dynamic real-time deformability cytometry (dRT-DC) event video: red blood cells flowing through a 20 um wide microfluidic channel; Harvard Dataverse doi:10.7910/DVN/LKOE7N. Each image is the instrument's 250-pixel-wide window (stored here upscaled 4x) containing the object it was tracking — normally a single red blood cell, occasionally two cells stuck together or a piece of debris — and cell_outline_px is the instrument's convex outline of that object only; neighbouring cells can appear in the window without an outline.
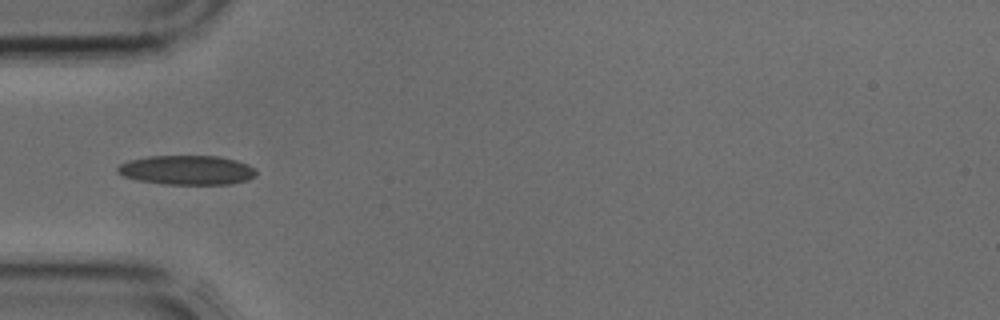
{"species": "common noctule bat (a hibernating species)", "species_latin": "Nyctalus noctula", "temperature_condition": "cold", "stored_images_in_passage": 40, "camera_frame_rate_fps": 3000, "um_per_image_px": 0.085, "animal": {"sex": "male", "body_mass_g": 17.9, "forearm_length_mm": 54.2}, "frame": {"image": 1, "passage_image": 12, "time_ms": 3.667, "image_size_px": [1000, 320], "cell_outline_px": [[256, 176], [248, 180], [228, 184], [164, 184], [140, 180], [124, 176], [116, 172], [116, 168], [120, 164], [128, 160], [148, 156], [220, 156], [236, 160], [248, 164], [256, 168]], "centroid_in_image_um": [15.91, 14.45], "position_along_channel_um": 69.1, "area_um2": 23.81}}
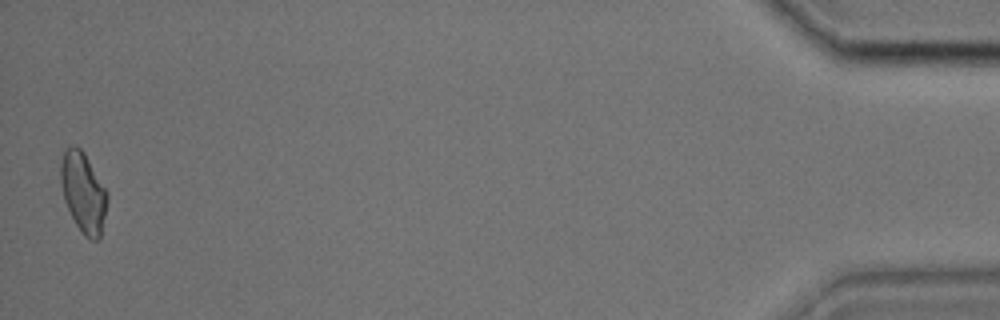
{"frame": {"image": 2, "passage_image": 40, "time_ms": 13.0, "image_size_px": [1000, 320], "cell_outline_px": [[108, 200], [100, 240], [92, 240], [84, 236], [80, 232], [64, 200], [60, 184], [60, 164], [64, 148], [72, 144], [76, 144], [84, 152], [108, 192]], "centroid_in_image_um": [7.07, 16.33], "position_along_channel_um": 428.1, "area_um2": 22.14}}